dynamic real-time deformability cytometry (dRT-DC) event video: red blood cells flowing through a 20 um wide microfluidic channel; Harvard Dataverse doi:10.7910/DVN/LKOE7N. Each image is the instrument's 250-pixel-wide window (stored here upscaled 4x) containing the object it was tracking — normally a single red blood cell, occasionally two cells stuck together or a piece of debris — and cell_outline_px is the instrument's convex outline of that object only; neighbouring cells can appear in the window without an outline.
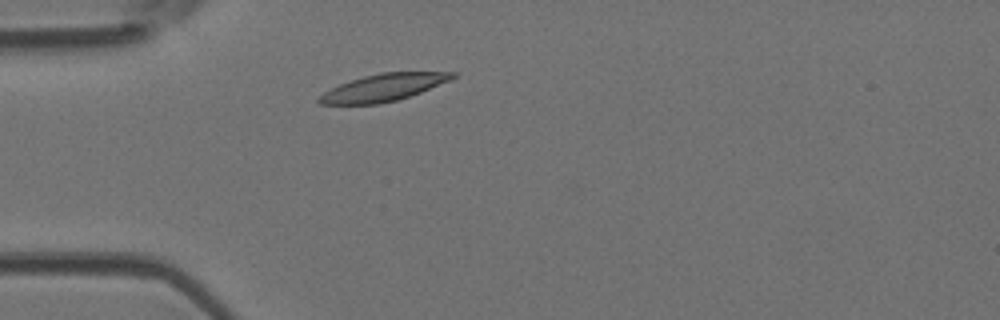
{"species": "Egyptian fruit bat (a non-hibernating species)", "species_latin": "Rousettus aegyptiacus", "temperature_condition": "room temperature", "stored_images_in_passage": 2, "camera_frame_rate_fps": 3000, "um_per_image_px": 0.085, "animal": {"sex": "female"}, "frame": {"image": 1, "passage_image": 2, "time_ms": 0.333, "image_size_px": [1000, 320], "cell_outline_px": [[456, 76], [452, 80], [420, 92], [396, 100], [380, 104], [320, 104], [316, 100], [324, 92], [340, 84], [364, 76], [380, 72], [456, 72]], "centroid_in_image_um": [32.61, 7.44], "position_along_channel_um": 52.4, "area_um2": 20.92}}